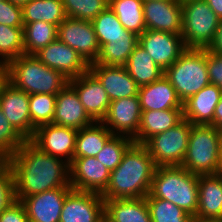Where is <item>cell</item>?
<instances>
[{
  "mask_svg": "<svg viewBox=\"0 0 222 222\" xmlns=\"http://www.w3.org/2000/svg\"><path fill=\"white\" fill-rule=\"evenodd\" d=\"M133 142L130 137L113 135L95 157L106 168L113 171L121 163L123 154Z\"/></svg>",
  "mask_w": 222,
  "mask_h": 222,
  "instance_id": "37",
  "label": "cell"
},
{
  "mask_svg": "<svg viewBox=\"0 0 222 222\" xmlns=\"http://www.w3.org/2000/svg\"><path fill=\"white\" fill-rule=\"evenodd\" d=\"M23 23L43 21L56 26L67 17L62 0H30L22 7Z\"/></svg>",
  "mask_w": 222,
  "mask_h": 222,
  "instance_id": "29",
  "label": "cell"
},
{
  "mask_svg": "<svg viewBox=\"0 0 222 222\" xmlns=\"http://www.w3.org/2000/svg\"><path fill=\"white\" fill-rule=\"evenodd\" d=\"M34 56L46 66L61 72L69 80L89 70V64L73 48L58 38L40 49Z\"/></svg>",
  "mask_w": 222,
  "mask_h": 222,
  "instance_id": "15",
  "label": "cell"
},
{
  "mask_svg": "<svg viewBox=\"0 0 222 222\" xmlns=\"http://www.w3.org/2000/svg\"><path fill=\"white\" fill-rule=\"evenodd\" d=\"M124 67L139 87L151 84L164 75V71L139 44L130 54Z\"/></svg>",
  "mask_w": 222,
  "mask_h": 222,
  "instance_id": "27",
  "label": "cell"
},
{
  "mask_svg": "<svg viewBox=\"0 0 222 222\" xmlns=\"http://www.w3.org/2000/svg\"><path fill=\"white\" fill-rule=\"evenodd\" d=\"M23 35L24 54L34 55L57 39L58 26L43 21L24 23Z\"/></svg>",
  "mask_w": 222,
  "mask_h": 222,
  "instance_id": "32",
  "label": "cell"
},
{
  "mask_svg": "<svg viewBox=\"0 0 222 222\" xmlns=\"http://www.w3.org/2000/svg\"><path fill=\"white\" fill-rule=\"evenodd\" d=\"M56 95L31 94L29 96V112L31 124L37 128L53 123Z\"/></svg>",
  "mask_w": 222,
  "mask_h": 222,
  "instance_id": "36",
  "label": "cell"
},
{
  "mask_svg": "<svg viewBox=\"0 0 222 222\" xmlns=\"http://www.w3.org/2000/svg\"><path fill=\"white\" fill-rule=\"evenodd\" d=\"M26 141L5 118L0 108V159H8Z\"/></svg>",
  "mask_w": 222,
  "mask_h": 222,
  "instance_id": "39",
  "label": "cell"
},
{
  "mask_svg": "<svg viewBox=\"0 0 222 222\" xmlns=\"http://www.w3.org/2000/svg\"><path fill=\"white\" fill-rule=\"evenodd\" d=\"M0 24L10 27H23L22 7L9 0H0Z\"/></svg>",
  "mask_w": 222,
  "mask_h": 222,
  "instance_id": "41",
  "label": "cell"
},
{
  "mask_svg": "<svg viewBox=\"0 0 222 222\" xmlns=\"http://www.w3.org/2000/svg\"><path fill=\"white\" fill-rule=\"evenodd\" d=\"M141 108L138 96L111 101L102 123L113 135H123L134 139L139 130Z\"/></svg>",
  "mask_w": 222,
  "mask_h": 222,
  "instance_id": "16",
  "label": "cell"
},
{
  "mask_svg": "<svg viewBox=\"0 0 222 222\" xmlns=\"http://www.w3.org/2000/svg\"><path fill=\"white\" fill-rule=\"evenodd\" d=\"M138 98L141 111L183 109L176 90L164 75L151 84L139 87Z\"/></svg>",
  "mask_w": 222,
  "mask_h": 222,
  "instance_id": "23",
  "label": "cell"
},
{
  "mask_svg": "<svg viewBox=\"0 0 222 222\" xmlns=\"http://www.w3.org/2000/svg\"><path fill=\"white\" fill-rule=\"evenodd\" d=\"M191 126L188 120L183 119L144 144L156 167L181 166L187 152Z\"/></svg>",
  "mask_w": 222,
  "mask_h": 222,
  "instance_id": "8",
  "label": "cell"
},
{
  "mask_svg": "<svg viewBox=\"0 0 222 222\" xmlns=\"http://www.w3.org/2000/svg\"><path fill=\"white\" fill-rule=\"evenodd\" d=\"M178 2L180 3H184V2H187V1H190V0H177Z\"/></svg>",
  "mask_w": 222,
  "mask_h": 222,
  "instance_id": "52",
  "label": "cell"
},
{
  "mask_svg": "<svg viewBox=\"0 0 222 222\" xmlns=\"http://www.w3.org/2000/svg\"><path fill=\"white\" fill-rule=\"evenodd\" d=\"M57 38L73 48L88 64L98 59L100 46L92 21L66 17L58 26Z\"/></svg>",
  "mask_w": 222,
  "mask_h": 222,
  "instance_id": "9",
  "label": "cell"
},
{
  "mask_svg": "<svg viewBox=\"0 0 222 222\" xmlns=\"http://www.w3.org/2000/svg\"><path fill=\"white\" fill-rule=\"evenodd\" d=\"M9 1L12 2L14 5L23 7L30 0H9Z\"/></svg>",
  "mask_w": 222,
  "mask_h": 222,
  "instance_id": "49",
  "label": "cell"
},
{
  "mask_svg": "<svg viewBox=\"0 0 222 222\" xmlns=\"http://www.w3.org/2000/svg\"><path fill=\"white\" fill-rule=\"evenodd\" d=\"M7 160L13 171L16 200L59 187H71L69 163L42 152L30 140Z\"/></svg>",
  "mask_w": 222,
  "mask_h": 222,
  "instance_id": "1",
  "label": "cell"
},
{
  "mask_svg": "<svg viewBox=\"0 0 222 222\" xmlns=\"http://www.w3.org/2000/svg\"><path fill=\"white\" fill-rule=\"evenodd\" d=\"M89 70L98 78L110 101L138 96L139 86L124 66L91 63Z\"/></svg>",
  "mask_w": 222,
  "mask_h": 222,
  "instance_id": "21",
  "label": "cell"
},
{
  "mask_svg": "<svg viewBox=\"0 0 222 222\" xmlns=\"http://www.w3.org/2000/svg\"><path fill=\"white\" fill-rule=\"evenodd\" d=\"M213 126L218 130L222 131V97L215 107V112L213 116Z\"/></svg>",
  "mask_w": 222,
  "mask_h": 222,
  "instance_id": "45",
  "label": "cell"
},
{
  "mask_svg": "<svg viewBox=\"0 0 222 222\" xmlns=\"http://www.w3.org/2000/svg\"><path fill=\"white\" fill-rule=\"evenodd\" d=\"M69 84L76 90L88 115L95 122H101L107 114L111 101L98 78L88 70L70 79Z\"/></svg>",
  "mask_w": 222,
  "mask_h": 222,
  "instance_id": "18",
  "label": "cell"
},
{
  "mask_svg": "<svg viewBox=\"0 0 222 222\" xmlns=\"http://www.w3.org/2000/svg\"><path fill=\"white\" fill-rule=\"evenodd\" d=\"M143 15L148 30L182 32V4L177 0H145Z\"/></svg>",
  "mask_w": 222,
  "mask_h": 222,
  "instance_id": "17",
  "label": "cell"
},
{
  "mask_svg": "<svg viewBox=\"0 0 222 222\" xmlns=\"http://www.w3.org/2000/svg\"><path fill=\"white\" fill-rule=\"evenodd\" d=\"M207 50L222 55V19L214 36L213 42L209 45Z\"/></svg>",
  "mask_w": 222,
  "mask_h": 222,
  "instance_id": "44",
  "label": "cell"
},
{
  "mask_svg": "<svg viewBox=\"0 0 222 222\" xmlns=\"http://www.w3.org/2000/svg\"><path fill=\"white\" fill-rule=\"evenodd\" d=\"M192 222H222V218H199V217H193Z\"/></svg>",
  "mask_w": 222,
  "mask_h": 222,
  "instance_id": "48",
  "label": "cell"
},
{
  "mask_svg": "<svg viewBox=\"0 0 222 222\" xmlns=\"http://www.w3.org/2000/svg\"><path fill=\"white\" fill-rule=\"evenodd\" d=\"M156 165L144 144L133 142L121 163L110 174L103 199L144 198L148 195Z\"/></svg>",
  "mask_w": 222,
  "mask_h": 222,
  "instance_id": "2",
  "label": "cell"
},
{
  "mask_svg": "<svg viewBox=\"0 0 222 222\" xmlns=\"http://www.w3.org/2000/svg\"><path fill=\"white\" fill-rule=\"evenodd\" d=\"M138 44L165 71L187 49L181 34L146 29L138 36Z\"/></svg>",
  "mask_w": 222,
  "mask_h": 222,
  "instance_id": "12",
  "label": "cell"
},
{
  "mask_svg": "<svg viewBox=\"0 0 222 222\" xmlns=\"http://www.w3.org/2000/svg\"><path fill=\"white\" fill-rule=\"evenodd\" d=\"M181 4V36L186 48L207 49L213 42L221 19L205 0H190Z\"/></svg>",
  "mask_w": 222,
  "mask_h": 222,
  "instance_id": "7",
  "label": "cell"
},
{
  "mask_svg": "<svg viewBox=\"0 0 222 222\" xmlns=\"http://www.w3.org/2000/svg\"><path fill=\"white\" fill-rule=\"evenodd\" d=\"M104 213L113 222H152L146 197L104 199Z\"/></svg>",
  "mask_w": 222,
  "mask_h": 222,
  "instance_id": "26",
  "label": "cell"
},
{
  "mask_svg": "<svg viewBox=\"0 0 222 222\" xmlns=\"http://www.w3.org/2000/svg\"><path fill=\"white\" fill-rule=\"evenodd\" d=\"M72 189L102 194L110 181L111 171L96 157H74L69 164Z\"/></svg>",
  "mask_w": 222,
  "mask_h": 222,
  "instance_id": "13",
  "label": "cell"
},
{
  "mask_svg": "<svg viewBox=\"0 0 222 222\" xmlns=\"http://www.w3.org/2000/svg\"><path fill=\"white\" fill-rule=\"evenodd\" d=\"M101 222H113V221L104 213Z\"/></svg>",
  "mask_w": 222,
  "mask_h": 222,
  "instance_id": "51",
  "label": "cell"
},
{
  "mask_svg": "<svg viewBox=\"0 0 222 222\" xmlns=\"http://www.w3.org/2000/svg\"><path fill=\"white\" fill-rule=\"evenodd\" d=\"M214 13L222 19V0H205Z\"/></svg>",
  "mask_w": 222,
  "mask_h": 222,
  "instance_id": "46",
  "label": "cell"
},
{
  "mask_svg": "<svg viewBox=\"0 0 222 222\" xmlns=\"http://www.w3.org/2000/svg\"><path fill=\"white\" fill-rule=\"evenodd\" d=\"M222 97V90L209 83L198 93L183 102V118L192 125H212L215 107Z\"/></svg>",
  "mask_w": 222,
  "mask_h": 222,
  "instance_id": "22",
  "label": "cell"
},
{
  "mask_svg": "<svg viewBox=\"0 0 222 222\" xmlns=\"http://www.w3.org/2000/svg\"><path fill=\"white\" fill-rule=\"evenodd\" d=\"M94 122L85 111L76 90L68 83L56 95L53 124L79 130Z\"/></svg>",
  "mask_w": 222,
  "mask_h": 222,
  "instance_id": "20",
  "label": "cell"
},
{
  "mask_svg": "<svg viewBox=\"0 0 222 222\" xmlns=\"http://www.w3.org/2000/svg\"><path fill=\"white\" fill-rule=\"evenodd\" d=\"M6 79L29 95H57L69 83V79L61 72L46 66L29 54H22L6 64Z\"/></svg>",
  "mask_w": 222,
  "mask_h": 222,
  "instance_id": "4",
  "label": "cell"
},
{
  "mask_svg": "<svg viewBox=\"0 0 222 222\" xmlns=\"http://www.w3.org/2000/svg\"><path fill=\"white\" fill-rule=\"evenodd\" d=\"M72 187H59L22 197L29 222H59L67 193Z\"/></svg>",
  "mask_w": 222,
  "mask_h": 222,
  "instance_id": "19",
  "label": "cell"
},
{
  "mask_svg": "<svg viewBox=\"0 0 222 222\" xmlns=\"http://www.w3.org/2000/svg\"><path fill=\"white\" fill-rule=\"evenodd\" d=\"M152 222H192L193 217L165 199L146 198Z\"/></svg>",
  "mask_w": 222,
  "mask_h": 222,
  "instance_id": "35",
  "label": "cell"
},
{
  "mask_svg": "<svg viewBox=\"0 0 222 222\" xmlns=\"http://www.w3.org/2000/svg\"><path fill=\"white\" fill-rule=\"evenodd\" d=\"M0 222H29L26 209L20 200H16L0 213Z\"/></svg>",
  "mask_w": 222,
  "mask_h": 222,
  "instance_id": "43",
  "label": "cell"
},
{
  "mask_svg": "<svg viewBox=\"0 0 222 222\" xmlns=\"http://www.w3.org/2000/svg\"><path fill=\"white\" fill-rule=\"evenodd\" d=\"M92 24L100 48L116 36H138L124 28L109 6L92 20Z\"/></svg>",
  "mask_w": 222,
  "mask_h": 222,
  "instance_id": "33",
  "label": "cell"
},
{
  "mask_svg": "<svg viewBox=\"0 0 222 222\" xmlns=\"http://www.w3.org/2000/svg\"><path fill=\"white\" fill-rule=\"evenodd\" d=\"M77 132L71 127L44 124L36 128L30 141L42 152L61 159L63 157L70 164L74 158Z\"/></svg>",
  "mask_w": 222,
  "mask_h": 222,
  "instance_id": "11",
  "label": "cell"
},
{
  "mask_svg": "<svg viewBox=\"0 0 222 222\" xmlns=\"http://www.w3.org/2000/svg\"><path fill=\"white\" fill-rule=\"evenodd\" d=\"M16 201L14 176L7 159H0V213Z\"/></svg>",
  "mask_w": 222,
  "mask_h": 222,
  "instance_id": "40",
  "label": "cell"
},
{
  "mask_svg": "<svg viewBox=\"0 0 222 222\" xmlns=\"http://www.w3.org/2000/svg\"><path fill=\"white\" fill-rule=\"evenodd\" d=\"M6 80V64L0 61V88Z\"/></svg>",
  "mask_w": 222,
  "mask_h": 222,
  "instance_id": "47",
  "label": "cell"
},
{
  "mask_svg": "<svg viewBox=\"0 0 222 222\" xmlns=\"http://www.w3.org/2000/svg\"><path fill=\"white\" fill-rule=\"evenodd\" d=\"M195 217L222 218V174L199 176Z\"/></svg>",
  "mask_w": 222,
  "mask_h": 222,
  "instance_id": "24",
  "label": "cell"
},
{
  "mask_svg": "<svg viewBox=\"0 0 222 222\" xmlns=\"http://www.w3.org/2000/svg\"><path fill=\"white\" fill-rule=\"evenodd\" d=\"M29 96L7 80L0 88V108L5 118L26 140H30L36 130L31 124Z\"/></svg>",
  "mask_w": 222,
  "mask_h": 222,
  "instance_id": "10",
  "label": "cell"
},
{
  "mask_svg": "<svg viewBox=\"0 0 222 222\" xmlns=\"http://www.w3.org/2000/svg\"><path fill=\"white\" fill-rule=\"evenodd\" d=\"M103 214L101 194L71 189L64 200L59 222H101Z\"/></svg>",
  "mask_w": 222,
  "mask_h": 222,
  "instance_id": "14",
  "label": "cell"
},
{
  "mask_svg": "<svg viewBox=\"0 0 222 222\" xmlns=\"http://www.w3.org/2000/svg\"><path fill=\"white\" fill-rule=\"evenodd\" d=\"M164 76L170 81L183 103L210 83L206 49L187 48L164 71Z\"/></svg>",
  "mask_w": 222,
  "mask_h": 222,
  "instance_id": "6",
  "label": "cell"
},
{
  "mask_svg": "<svg viewBox=\"0 0 222 222\" xmlns=\"http://www.w3.org/2000/svg\"><path fill=\"white\" fill-rule=\"evenodd\" d=\"M138 44V36H116L100 48L96 64L124 66Z\"/></svg>",
  "mask_w": 222,
  "mask_h": 222,
  "instance_id": "30",
  "label": "cell"
},
{
  "mask_svg": "<svg viewBox=\"0 0 222 222\" xmlns=\"http://www.w3.org/2000/svg\"><path fill=\"white\" fill-rule=\"evenodd\" d=\"M109 7L127 31L140 36L146 30L143 0H109Z\"/></svg>",
  "mask_w": 222,
  "mask_h": 222,
  "instance_id": "31",
  "label": "cell"
},
{
  "mask_svg": "<svg viewBox=\"0 0 222 222\" xmlns=\"http://www.w3.org/2000/svg\"><path fill=\"white\" fill-rule=\"evenodd\" d=\"M198 181V175L181 166L156 167L146 198L168 200L195 217L198 209Z\"/></svg>",
  "mask_w": 222,
  "mask_h": 222,
  "instance_id": "3",
  "label": "cell"
},
{
  "mask_svg": "<svg viewBox=\"0 0 222 222\" xmlns=\"http://www.w3.org/2000/svg\"><path fill=\"white\" fill-rule=\"evenodd\" d=\"M207 72L211 84L222 90V55L206 49Z\"/></svg>",
  "mask_w": 222,
  "mask_h": 222,
  "instance_id": "42",
  "label": "cell"
},
{
  "mask_svg": "<svg viewBox=\"0 0 222 222\" xmlns=\"http://www.w3.org/2000/svg\"><path fill=\"white\" fill-rule=\"evenodd\" d=\"M219 174H222V138H221V147H220V164H219Z\"/></svg>",
  "mask_w": 222,
  "mask_h": 222,
  "instance_id": "50",
  "label": "cell"
},
{
  "mask_svg": "<svg viewBox=\"0 0 222 222\" xmlns=\"http://www.w3.org/2000/svg\"><path fill=\"white\" fill-rule=\"evenodd\" d=\"M183 119V109L142 111L138 134L133 141L145 144L154 135L169 130Z\"/></svg>",
  "mask_w": 222,
  "mask_h": 222,
  "instance_id": "25",
  "label": "cell"
},
{
  "mask_svg": "<svg viewBox=\"0 0 222 222\" xmlns=\"http://www.w3.org/2000/svg\"><path fill=\"white\" fill-rule=\"evenodd\" d=\"M113 136L102 122H94L77 132L74 157L96 156Z\"/></svg>",
  "mask_w": 222,
  "mask_h": 222,
  "instance_id": "28",
  "label": "cell"
},
{
  "mask_svg": "<svg viewBox=\"0 0 222 222\" xmlns=\"http://www.w3.org/2000/svg\"><path fill=\"white\" fill-rule=\"evenodd\" d=\"M221 138L212 125H192L181 167L198 176L219 173Z\"/></svg>",
  "mask_w": 222,
  "mask_h": 222,
  "instance_id": "5",
  "label": "cell"
},
{
  "mask_svg": "<svg viewBox=\"0 0 222 222\" xmlns=\"http://www.w3.org/2000/svg\"><path fill=\"white\" fill-rule=\"evenodd\" d=\"M67 17L92 21L109 6V0H62Z\"/></svg>",
  "mask_w": 222,
  "mask_h": 222,
  "instance_id": "38",
  "label": "cell"
},
{
  "mask_svg": "<svg viewBox=\"0 0 222 222\" xmlns=\"http://www.w3.org/2000/svg\"><path fill=\"white\" fill-rule=\"evenodd\" d=\"M24 54L23 27L0 24V61L7 64Z\"/></svg>",
  "mask_w": 222,
  "mask_h": 222,
  "instance_id": "34",
  "label": "cell"
}]
</instances>
